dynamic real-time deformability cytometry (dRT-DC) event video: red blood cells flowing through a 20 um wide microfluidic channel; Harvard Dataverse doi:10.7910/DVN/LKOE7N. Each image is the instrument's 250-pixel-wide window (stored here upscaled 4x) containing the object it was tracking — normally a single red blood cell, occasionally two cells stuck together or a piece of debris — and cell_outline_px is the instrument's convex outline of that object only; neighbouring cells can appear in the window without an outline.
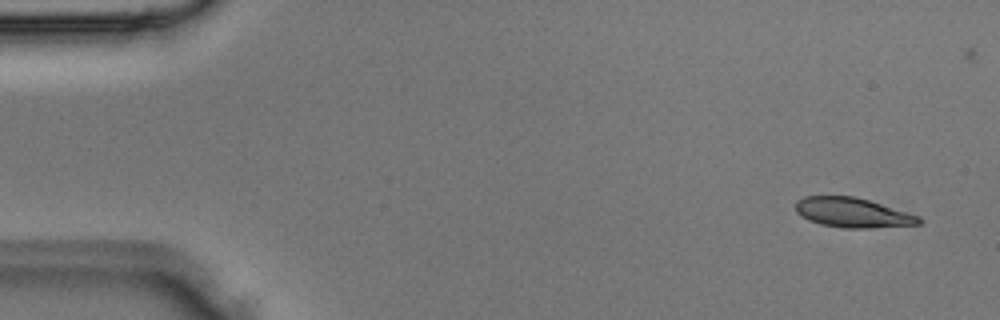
{"species": "Egyptian fruit bat (a non-hibernating species)", "species_latin": "Rousettus aegyptiacus", "temperature_condition": "room temperature", "stored_images_in_passage": 4, "camera_frame_rate_fps": 3000, "um_per_image_px": 0.085, "animal": {"sex": "male"}, "frame": {"image": 1, "passage_image": 1, "time_ms": 0.0, "image_size_px": [1000, 320], "cell_outline_px": [[924, 220], [920, 224], [872, 228], [844, 228], [820, 224], [808, 220], [800, 216], [796, 212], [796, 200], [804, 196], [852, 196], [868, 200], [920, 216]], "centroid_in_image_um": [72.46, 18.08], "position_along_channel_um": 12.5, "area_um2": 21.39}}
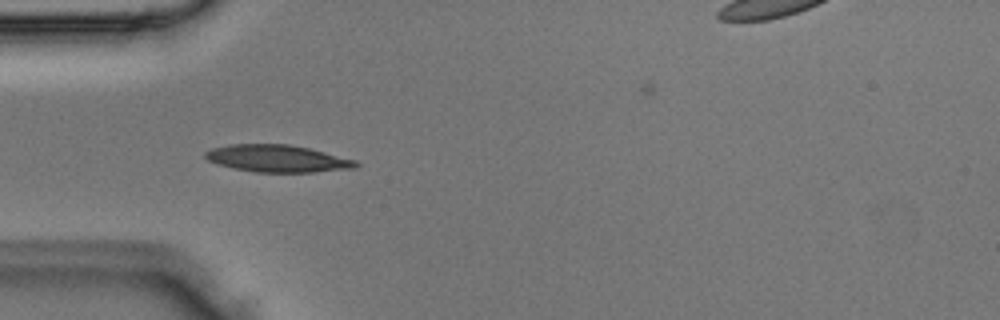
{"frame": {"image": 2, "passage_image": 4, "time_ms": 1.0, "image_size_px": [1000, 320], "cell_outline_px": [[360, 164], [356, 168], [316, 172], [256, 172], [232, 168], [208, 160], [204, 156], [204, 152], [212, 148], [228, 144], [288, 144], [308, 148], [356, 160]], "centroid_in_image_um": [23.58, 13.47], "position_along_channel_um": 61.4, "area_um2": 23.81}}